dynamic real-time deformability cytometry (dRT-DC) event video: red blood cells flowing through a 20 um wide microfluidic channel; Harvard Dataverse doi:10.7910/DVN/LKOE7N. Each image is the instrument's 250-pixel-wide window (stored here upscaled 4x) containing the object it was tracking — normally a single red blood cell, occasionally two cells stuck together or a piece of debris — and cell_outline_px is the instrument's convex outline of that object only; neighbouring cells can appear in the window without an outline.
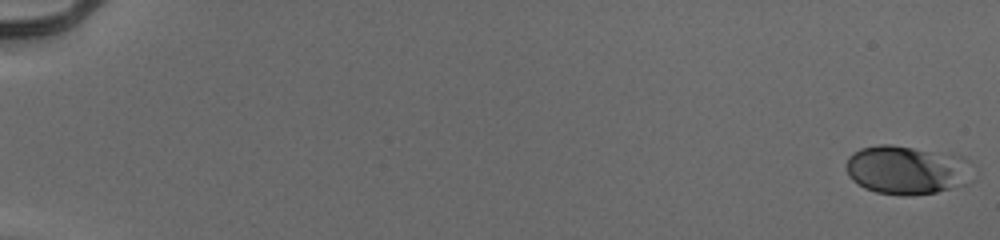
{"species": "human", "species_latin": "Homo sapiens", "temperature_condition": "cold", "stored_images_in_passage": 55, "camera_frame_rate_fps": 3000, "um_per_image_px": 0.085, "donor": {"sex": "male"}, "frame": {"image": 1, "passage_image": 1, "time_ms": 0.0, "image_size_px": [1000, 240], "cell_outline_px": [[972, 180], [968, 184], [936, 192], [912, 196], [900, 196], [876, 192], [864, 188], [852, 180], [848, 176], [848, 156], [852, 152], [860, 148], [880, 144], [892, 144], [964, 156], [968, 160]], "centroid_in_image_um": [77.09, 14.45], "position_along_channel_um": 7.9, "area_um2": 36.36}}
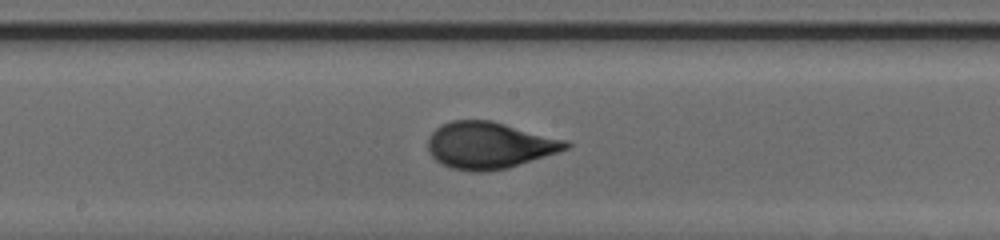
{"frame": {"image": 2, "passage_image": 32, "time_ms": 10.333, "image_size_px": [1000, 240], "cell_outline_px": [[572, 144], [568, 148], [508, 168], [480, 172], [476, 172], [452, 168], [436, 160], [432, 156], [428, 148], [428, 140], [432, 132], [440, 124], [452, 120], [492, 120], [568, 140]], "centroid_in_image_um": [41.59, 12.33], "position_along_channel_um": 206.6, "area_um2": 37.4}}
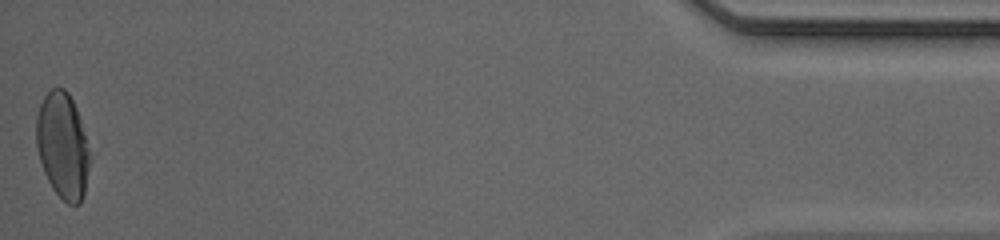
{"frame": {"image": 3, "passage_image": 55, "time_ms": 18.0, "image_size_px": [1000, 240], "cell_outline_px": [[88, 168], [84, 192], [80, 204], [68, 204], [52, 188], [44, 172], [36, 148], [36, 116], [40, 104], [44, 96], [52, 88], [64, 88], [68, 92], [76, 108], [80, 120], [88, 148]], "centroid_in_image_um": [5.29, 12.36], "position_along_channel_um": 429.9, "area_um2": 32.48}, "authors_computed_cell_mechanics": {"area_um2": 34.7956, "velocity_mm_per_s": 3.9496, "shape_relaxation_time_tau1_ms": 2.8787, "shape_relaxation_time_tau2_ms": null, "deformation_change_tau1": 0.16, "deformation_change_tau2": null}}